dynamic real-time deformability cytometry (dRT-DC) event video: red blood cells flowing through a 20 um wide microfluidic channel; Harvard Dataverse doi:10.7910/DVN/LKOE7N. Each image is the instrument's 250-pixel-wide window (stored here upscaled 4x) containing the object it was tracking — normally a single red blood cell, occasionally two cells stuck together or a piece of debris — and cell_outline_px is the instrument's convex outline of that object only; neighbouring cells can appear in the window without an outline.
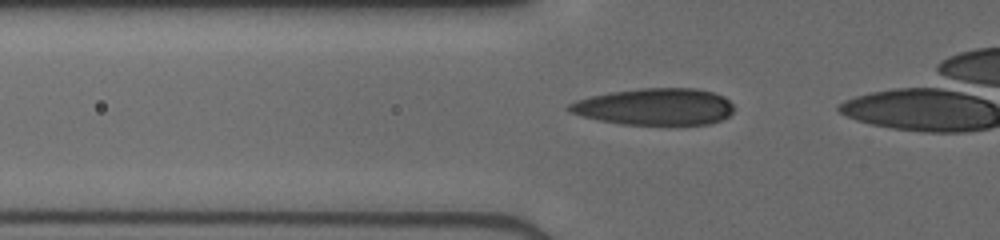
{"species": "human", "species_latin": "Homo sapiens", "temperature_condition": "cold", "stored_images_in_passage": 11, "camera_frame_rate_fps": 3000, "um_per_image_px": 0.085, "donor": {"sex": "male"}, "frame": {"image": 1, "passage_image": 2, "time_ms": 0.333, "image_size_px": [1000, 240], "cell_outline_px": [[732, 112], [728, 116], [720, 120], [708, 124], [620, 124], [580, 116], [568, 112], [564, 108], [568, 104], [576, 100], [592, 96], [612, 92], [640, 88], [696, 88], [712, 92], [724, 96], [732, 104]], "centroid_in_image_um": [55.62, 9.06], "position_along_channel_um": 70.2, "area_um2": 35.26}}
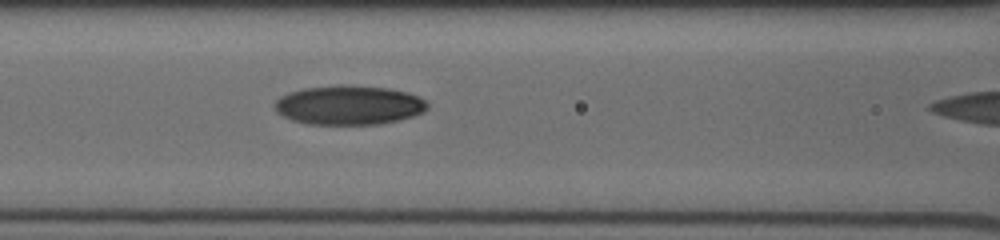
{"frame": {"image": 2, "passage_image": 7, "time_ms": 2.0, "image_size_px": [1000, 240], "cell_outline_px": [[428, 108], [424, 112], [400, 120], [380, 124], [308, 124], [292, 120], [276, 112], [276, 100], [280, 96], [288, 92], [304, 88], [340, 84], [348, 84], [388, 88], [408, 92], [424, 100], [428, 104]], "centroid_in_image_um": [29.66, 8.92], "position_along_channel_um": 136.9, "area_um2": 35.14}}
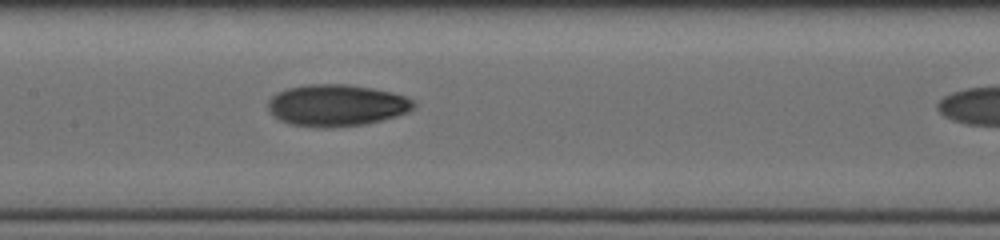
{"frame": {"image": 3, "passage_image": 10, "time_ms": 3.0, "image_size_px": [1000, 240], "cell_outline_px": [[416, 104], [408, 112], [396, 116], [364, 124], [324, 128], [320, 128], [292, 124], [280, 120], [268, 108], [268, 100], [276, 92], [288, 88], [304, 84], [348, 84], [372, 88], [392, 92], [404, 96], [412, 100]], "centroid_in_image_um": [28.6, 8.94], "position_along_channel_um": 178.8, "area_um2": 35.26}}